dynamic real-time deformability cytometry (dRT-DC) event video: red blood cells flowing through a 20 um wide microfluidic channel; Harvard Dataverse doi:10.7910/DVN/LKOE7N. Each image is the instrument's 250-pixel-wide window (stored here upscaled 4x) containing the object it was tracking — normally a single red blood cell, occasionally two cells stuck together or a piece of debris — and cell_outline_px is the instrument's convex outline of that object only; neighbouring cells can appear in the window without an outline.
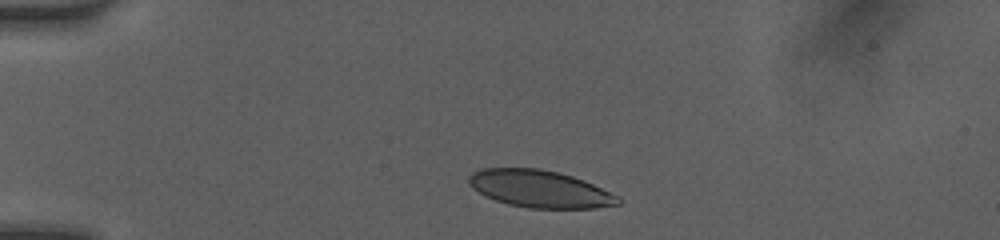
{"species": "human", "species_latin": "Homo sapiens", "temperature_condition": "room temperature", "stored_images_in_passage": 20, "camera_frame_rate_fps": 3000, "um_per_image_px": 0.085, "donor": {"sex": "female"}, "frame": {"image": 1, "passage_image": 1, "time_ms": 0.0, "image_size_px": [1000, 240], "cell_outline_px": [[624, 200], [620, 204], [596, 208], [528, 208], [508, 204], [496, 200], [472, 188], [468, 184], [468, 176], [472, 172], [480, 168], [536, 168], [560, 172], [584, 180], [620, 196]], "centroid_in_image_um": [45.91, 16.05], "position_along_channel_um": 39.1, "area_um2": 32.6}}
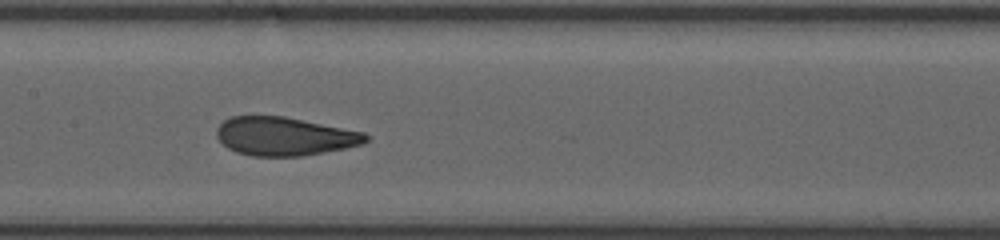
{"frame": {"image": 2, "passage_image": 8, "time_ms": 4.667, "image_size_px": [1000, 240], "cell_outline_px": [[368, 140], [364, 144], [304, 156], [252, 156], [236, 152], [228, 148], [216, 136], [216, 128], [224, 120], [232, 116], [284, 116], [364, 132], [368, 136]], "centroid_in_image_um": [24.17, 11.59], "position_along_channel_um": 183.2, "area_um2": 33.41}}
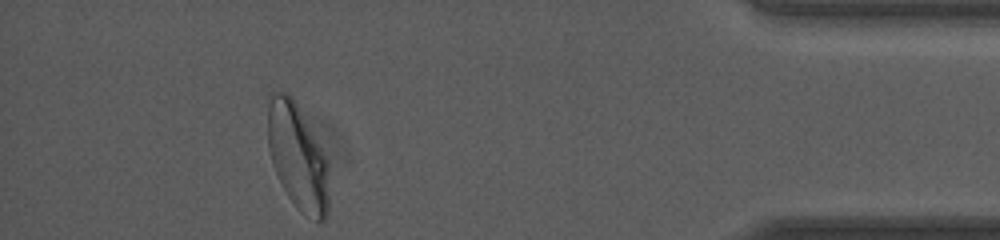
{"frame": {"image": 3, "passage_image": 18, "time_ms": 11.333, "image_size_px": [1000, 240], "cell_outline_px": [[328, 216], [324, 220], [316, 220], [300, 212], [296, 208], [288, 196], [272, 164], [268, 148], [268, 104], [272, 92], [288, 92], [292, 96], [320, 148], [328, 164]], "centroid_in_image_um": [25.28, 13.36], "position_along_channel_um": 409.9, "area_um2": 37.17}, "authors_computed_cell_mechanics": {"area_um2": 34.2176, "velocity_mm_per_s": 4.0941, "shape_relaxation_time_tau1_ms": 4.7479, "shape_relaxation_time_tau2_ms": 0.692, "deformation_change_tau1": 0.1599, "deformation_change_tau2": 0.0409}}